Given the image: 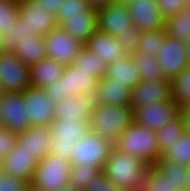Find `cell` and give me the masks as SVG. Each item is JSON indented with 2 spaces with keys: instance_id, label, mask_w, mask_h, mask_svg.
<instances>
[{
  "instance_id": "35",
  "label": "cell",
  "mask_w": 190,
  "mask_h": 191,
  "mask_svg": "<svg viewBox=\"0 0 190 191\" xmlns=\"http://www.w3.org/2000/svg\"><path fill=\"white\" fill-rule=\"evenodd\" d=\"M19 0H0V34H9V28L16 25L20 17Z\"/></svg>"
},
{
  "instance_id": "1",
  "label": "cell",
  "mask_w": 190,
  "mask_h": 191,
  "mask_svg": "<svg viewBox=\"0 0 190 191\" xmlns=\"http://www.w3.org/2000/svg\"><path fill=\"white\" fill-rule=\"evenodd\" d=\"M149 165L114 147L103 168L105 176L123 191H142Z\"/></svg>"
},
{
  "instance_id": "31",
  "label": "cell",
  "mask_w": 190,
  "mask_h": 191,
  "mask_svg": "<svg viewBox=\"0 0 190 191\" xmlns=\"http://www.w3.org/2000/svg\"><path fill=\"white\" fill-rule=\"evenodd\" d=\"M132 57L136 65L139 67L138 70L141 75V80L158 81L165 79L162 68L159 66L156 56L134 52Z\"/></svg>"
},
{
  "instance_id": "5",
  "label": "cell",
  "mask_w": 190,
  "mask_h": 191,
  "mask_svg": "<svg viewBox=\"0 0 190 191\" xmlns=\"http://www.w3.org/2000/svg\"><path fill=\"white\" fill-rule=\"evenodd\" d=\"M71 162L53 154L37 164L30 189L33 191H57L69 184Z\"/></svg>"
},
{
  "instance_id": "26",
  "label": "cell",
  "mask_w": 190,
  "mask_h": 191,
  "mask_svg": "<svg viewBox=\"0 0 190 191\" xmlns=\"http://www.w3.org/2000/svg\"><path fill=\"white\" fill-rule=\"evenodd\" d=\"M59 26L83 44L98 30L97 16L56 17Z\"/></svg>"
},
{
  "instance_id": "25",
  "label": "cell",
  "mask_w": 190,
  "mask_h": 191,
  "mask_svg": "<svg viewBox=\"0 0 190 191\" xmlns=\"http://www.w3.org/2000/svg\"><path fill=\"white\" fill-rule=\"evenodd\" d=\"M65 66L52 58H45L30 67L31 84L34 87L46 88L59 80Z\"/></svg>"
},
{
  "instance_id": "24",
  "label": "cell",
  "mask_w": 190,
  "mask_h": 191,
  "mask_svg": "<svg viewBox=\"0 0 190 191\" xmlns=\"http://www.w3.org/2000/svg\"><path fill=\"white\" fill-rule=\"evenodd\" d=\"M138 69L139 67L134 62L132 55H125L108 65L103 78H112L114 83L126 84V87L132 89L141 81Z\"/></svg>"
},
{
  "instance_id": "45",
  "label": "cell",
  "mask_w": 190,
  "mask_h": 191,
  "mask_svg": "<svg viewBox=\"0 0 190 191\" xmlns=\"http://www.w3.org/2000/svg\"><path fill=\"white\" fill-rule=\"evenodd\" d=\"M179 117L182 119L185 132L190 134V105L180 108Z\"/></svg>"
},
{
  "instance_id": "29",
  "label": "cell",
  "mask_w": 190,
  "mask_h": 191,
  "mask_svg": "<svg viewBox=\"0 0 190 191\" xmlns=\"http://www.w3.org/2000/svg\"><path fill=\"white\" fill-rule=\"evenodd\" d=\"M185 133L182 119L178 116L175 120L167 122L159 131L156 132L160 150V158L180 140Z\"/></svg>"
},
{
  "instance_id": "32",
  "label": "cell",
  "mask_w": 190,
  "mask_h": 191,
  "mask_svg": "<svg viewBox=\"0 0 190 191\" xmlns=\"http://www.w3.org/2000/svg\"><path fill=\"white\" fill-rule=\"evenodd\" d=\"M166 37L165 28L141 32L135 52L157 57L158 49L165 43Z\"/></svg>"
},
{
  "instance_id": "16",
  "label": "cell",
  "mask_w": 190,
  "mask_h": 191,
  "mask_svg": "<svg viewBox=\"0 0 190 191\" xmlns=\"http://www.w3.org/2000/svg\"><path fill=\"white\" fill-rule=\"evenodd\" d=\"M169 99H173L172 81L170 79L141 80L131 89L129 107L134 110L151 102H161Z\"/></svg>"
},
{
  "instance_id": "38",
  "label": "cell",
  "mask_w": 190,
  "mask_h": 191,
  "mask_svg": "<svg viewBox=\"0 0 190 191\" xmlns=\"http://www.w3.org/2000/svg\"><path fill=\"white\" fill-rule=\"evenodd\" d=\"M8 31L9 34L3 38V46L7 52H14L21 41H24L28 35H32L28 32L24 20L20 17L18 18L16 25L9 28Z\"/></svg>"
},
{
  "instance_id": "28",
  "label": "cell",
  "mask_w": 190,
  "mask_h": 191,
  "mask_svg": "<svg viewBox=\"0 0 190 191\" xmlns=\"http://www.w3.org/2000/svg\"><path fill=\"white\" fill-rule=\"evenodd\" d=\"M72 65L80 71L93 73L98 80L105 76L108 68L107 63L101 60L99 55L93 54L85 45L74 58Z\"/></svg>"
},
{
  "instance_id": "6",
  "label": "cell",
  "mask_w": 190,
  "mask_h": 191,
  "mask_svg": "<svg viewBox=\"0 0 190 191\" xmlns=\"http://www.w3.org/2000/svg\"><path fill=\"white\" fill-rule=\"evenodd\" d=\"M114 147L111 142L90 130L73 144L71 165L81 164L85 167H96L103 170Z\"/></svg>"
},
{
  "instance_id": "8",
  "label": "cell",
  "mask_w": 190,
  "mask_h": 191,
  "mask_svg": "<svg viewBox=\"0 0 190 191\" xmlns=\"http://www.w3.org/2000/svg\"><path fill=\"white\" fill-rule=\"evenodd\" d=\"M31 86L30 66L14 52L0 53L1 92H24Z\"/></svg>"
},
{
  "instance_id": "10",
  "label": "cell",
  "mask_w": 190,
  "mask_h": 191,
  "mask_svg": "<svg viewBox=\"0 0 190 191\" xmlns=\"http://www.w3.org/2000/svg\"><path fill=\"white\" fill-rule=\"evenodd\" d=\"M180 107L174 99L151 102L133 110L134 122L152 131H159L167 122L179 116Z\"/></svg>"
},
{
  "instance_id": "22",
  "label": "cell",
  "mask_w": 190,
  "mask_h": 191,
  "mask_svg": "<svg viewBox=\"0 0 190 191\" xmlns=\"http://www.w3.org/2000/svg\"><path fill=\"white\" fill-rule=\"evenodd\" d=\"M18 142L40 161L49 155L52 132L48 126H32L18 133Z\"/></svg>"
},
{
  "instance_id": "39",
  "label": "cell",
  "mask_w": 190,
  "mask_h": 191,
  "mask_svg": "<svg viewBox=\"0 0 190 191\" xmlns=\"http://www.w3.org/2000/svg\"><path fill=\"white\" fill-rule=\"evenodd\" d=\"M18 141V133L6 127L0 129V162L6 158Z\"/></svg>"
},
{
  "instance_id": "12",
  "label": "cell",
  "mask_w": 190,
  "mask_h": 191,
  "mask_svg": "<svg viewBox=\"0 0 190 191\" xmlns=\"http://www.w3.org/2000/svg\"><path fill=\"white\" fill-rule=\"evenodd\" d=\"M0 113L4 127L10 130L20 133L32 127L23 92L1 93Z\"/></svg>"
},
{
  "instance_id": "13",
  "label": "cell",
  "mask_w": 190,
  "mask_h": 191,
  "mask_svg": "<svg viewBox=\"0 0 190 191\" xmlns=\"http://www.w3.org/2000/svg\"><path fill=\"white\" fill-rule=\"evenodd\" d=\"M157 59L165 79L171 81L190 64L185 41L169 36L158 49Z\"/></svg>"
},
{
  "instance_id": "23",
  "label": "cell",
  "mask_w": 190,
  "mask_h": 191,
  "mask_svg": "<svg viewBox=\"0 0 190 191\" xmlns=\"http://www.w3.org/2000/svg\"><path fill=\"white\" fill-rule=\"evenodd\" d=\"M131 89L126 84L114 83L112 78L99 80L96 92V104H109L113 106H129Z\"/></svg>"
},
{
  "instance_id": "40",
  "label": "cell",
  "mask_w": 190,
  "mask_h": 191,
  "mask_svg": "<svg viewBox=\"0 0 190 191\" xmlns=\"http://www.w3.org/2000/svg\"><path fill=\"white\" fill-rule=\"evenodd\" d=\"M29 189L30 184L27 181L1 172L0 191H28Z\"/></svg>"
},
{
  "instance_id": "51",
  "label": "cell",
  "mask_w": 190,
  "mask_h": 191,
  "mask_svg": "<svg viewBox=\"0 0 190 191\" xmlns=\"http://www.w3.org/2000/svg\"><path fill=\"white\" fill-rule=\"evenodd\" d=\"M187 181H188V186H187V191H190V166L187 169Z\"/></svg>"
},
{
  "instance_id": "3",
  "label": "cell",
  "mask_w": 190,
  "mask_h": 191,
  "mask_svg": "<svg viewBox=\"0 0 190 191\" xmlns=\"http://www.w3.org/2000/svg\"><path fill=\"white\" fill-rule=\"evenodd\" d=\"M114 146L122 153L140 158L149 166L160 159L156 132L135 122L124 130Z\"/></svg>"
},
{
  "instance_id": "19",
  "label": "cell",
  "mask_w": 190,
  "mask_h": 191,
  "mask_svg": "<svg viewBox=\"0 0 190 191\" xmlns=\"http://www.w3.org/2000/svg\"><path fill=\"white\" fill-rule=\"evenodd\" d=\"M95 105V98L90 94L66 96L55 105V120L90 122Z\"/></svg>"
},
{
  "instance_id": "17",
  "label": "cell",
  "mask_w": 190,
  "mask_h": 191,
  "mask_svg": "<svg viewBox=\"0 0 190 191\" xmlns=\"http://www.w3.org/2000/svg\"><path fill=\"white\" fill-rule=\"evenodd\" d=\"M133 24L141 31L165 28L166 18L161 13L157 0H127Z\"/></svg>"
},
{
  "instance_id": "41",
  "label": "cell",
  "mask_w": 190,
  "mask_h": 191,
  "mask_svg": "<svg viewBox=\"0 0 190 191\" xmlns=\"http://www.w3.org/2000/svg\"><path fill=\"white\" fill-rule=\"evenodd\" d=\"M85 191H123L117 184L109 180L103 171L94 177L93 181L85 188Z\"/></svg>"
},
{
  "instance_id": "15",
  "label": "cell",
  "mask_w": 190,
  "mask_h": 191,
  "mask_svg": "<svg viewBox=\"0 0 190 191\" xmlns=\"http://www.w3.org/2000/svg\"><path fill=\"white\" fill-rule=\"evenodd\" d=\"M24 102L32 126H48L55 121V103L42 88L31 86L24 92Z\"/></svg>"
},
{
  "instance_id": "18",
  "label": "cell",
  "mask_w": 190,
  "mask_h": 191,
  "mask_svg": "<svg viewBox=\"0 0 190 191\" xmlns=\"http://www.w3.org/2000/svg\"><path fill=\"white\" fill-rule=\"evenodd\" d=\"M38 160L18 141L6 158L0 162L1 170L7 175L27 181L33 180Z\"/></svg>"
},
{
  "instance_id": "37",
  "label": "cell",
  "mask_w": 190,
  "mask_h": 191,
  "mask_svg": "<svg viewBox=\"0 0 190 191\" xmlns=\"http://www.w3.org/2000/svg\"><path fill=\"white\" fill-rule=\"evenodd\" d=\"M97 16V11L89 8L86 0H62L56 17Z\"/></svg>"
},
{
  "instance_id": "48",
  "label": "cell",
  "mask_w": 190,
  "mask_h": 191,
  "mask_svg": "<svg viewBox=\"0 0 190 191\" xmlns=\"http://www.w3.org/2000/svg\"><path fill=\"white\" fill-rule=\"evenodd\" d=\"M57 191H76V190L70 184H67L58 189Z\"/></svg>"
},
{
  "instance_id": "52",
  "label": "cell",
  "mask_w": 190,
  "mask_h": 191,
  "mask_svg": "<svg viewBox=\"0 0 190 191\" xmlns=\"http://www.w3.org/2000/svg\"><path fill=\"white\" fill-rule=\"evenodd\" d=\"M4 127V123L1 117V113H0V129Z\"/></svg>"
},
{
  "instance_id": "43",
  "label": "cell",
  "mask_w": 190,
  "mask_h": 191,
  "mask_svg": "<svg viewBox=\"0 0 190 191\" xmlns=\"http://www.w3.org/2000/svg\"><path fill=\"white\" fill-rule=\"evenodd\" d=\"M141 33H125L119 34L116 39L118 40L119 44L123 47L125 53L127 55H132L137 46V42L140 38Z\"/></svg>"
},
{
  "instance_id": "33",
  "label": "cell",
  "mask_w": 190,
  "mask_h": 191,
  "mask_svg": "<svg viewBox=\"0 0 190 191\" xmlns=\"http://www.w3.org/2000/svg\"><path fill=\"white\" fill-rule=\"evenodd\" d=\"M173 99L180 108L190 105V64L172 80Z\"/></svg>"
},
{
  "instance_id": "53",
  "label": "cell",
  "mask_w": 190,
  "mask_h": 191,
  "mask_svg": "<svg viewBox=\"0 0 190 191\" xmlns=\"http://www.w3.org/2000/svg\"><path fill=\"white\" fill-rule=\"evenodd\" d=\"M184 2H185L186 4H189V3H190V0H184Z\"/></svg>"
},
{
  "instance_id": "50",
  "label": "cell",
  "mask_w": 190,
  "mask_h": 191,
  "mask_svg": "<svg viewBox=\"0 0 190 191\" xmlns=\"http://www.w3.org/2000/svg\"><path fill=\"white\" fill-rule=\"evenodd\" d=\"M3 36L0 34V53L5 52V48L3 46Z\"/></svg>"
},
{
  "instance_id": "46",
  "label": "cell",
  "mask_w": 190,
  "mask_h": 191,
  "mask_svg": "<svg viewBox=\"0 0 190 191\" xmlns=\"http://www.w3.org/2000/svg\"><path fill=\"white\" fill-rule=\"evenodd\" d=\"M38 3L46 8L48 11H51L53 14H56L58 11V7L62 4V0H35Z\"/></svg>"
},
{
  "instance_id": "21",
  "label": "cell",
  "mask_w": 190,
  "mask_h": 191,
  "mask_svg": "<svg viewBox=\"0 0 190 191\" xmlns=\"http://www.w3.org/2000/svg\"><path fill=\"white\" fill-rule=\"evenodd\" d=\"M93 54L110 65L114 60L127 55L115 36L97 30L84 44Z\"/></svg>"
},
{
  "instance_id": "9",
  "label": "cell",
  "mask_w": 190,
  "mask_h": 191,
  "mask_svg": "<svg viewBox=\"0 0 190 191\" xmlns=\"http://www.w3.org/2000/svg\"><path fill=\"white\" fill-rule=\"evenodd\" d=\"M98 30L115 37L125 33H141L133 24L126 1H115L97 11Z\"/></svg>"
},
{
  "instance_id": "34",
  "label": "cell",
  "mask_w": 190,
  "mask_h": 191,
  "mask_svg": "<svg viewBox=\"0 0 190 191\" xmlns=\"http://www.w3.org/2000/svg\"><path fill=\"white\" fill-rule=\"evenodd\" d=\"M102 170L96 167L83 165H71L69 184L76 191H85V188L93 181Z\"/></svg>"
},
{
  "instance_id": "44",
  "label": "cell",
  "mask_w": 190,
  "mask_h": 191,
  "mask_svg": "<svg viewBox=\"0 0 190 191\" xmlns=\"http://www.w3.org/2000/svg\"><path fill=\"white\" fill-rule=\"evenodd\" d=\"M48 97L55 103H59L62 101L64 97H66V93H64L63 88V80L60 78L59 80L55 81L53 84L44 88Z\"/></svg>"
},
{
  "instance_id": "2",
  "label": "cell",
  "mask_w": 190,
  "mask_h": 191,
  "mask_svg": "<svg viewBox=\"0 0 190 191\" xmlns=\"http://www.w3.org/2000/svg\"><path fill=\"white\" fill-rule=\"evenodd\" d=\"M133 122V110L129 106L96 104L89 124L91 131L115 145Z\"/></svg>"
},
{
  "instance_id": "20",
  "label": "cell",
  "mask_w": 190,
  "mask_h": 191,
  "mask_svg": "<svg viewBox=\"0 0 190 191\" xmlns=\"http://www.w3.org/2000/svg\"><path fill=\"white\" fill-rule=\"evenodd\" d=\"M64 93L69 97L71 95L90 94L95 96L96 87L99 80L93 73L80 71L72 64L65 67L63 75Z\"/></svg>"
},
{
  "instance_id": "36",
  "label": "cell",
  "mask_w": 190,
  "mask_h": 191,
  "mask_svg": "<svg viewBox=\"0 0 190 191\" xmlns=\"http://www.w3.org/2000/svg\"><path fill=\"white\" fill-rule=\"evenodd\" d=\"M159 160L177 161L182 165L190 166V134L184 133L178 142L172 144L169 149Z\"/></svg>"
},
{
  "instance_id": "4",
  "label": "cell",
  "mask_w": 190,
  "mask_h": 191,
  "mask_svg": "<svg viewBox=\"0 0 190 191\" xmlns=\"http://www.w3.org/2000/svg\"><path fill=\"white\" fill-rule=\"evenodd\" d=\"M187 169L177 161L159 160L148 167L142 191H187Z\"/></svg>"
},
{
  "instance_id": "7",
  "label": "cell",
  "mask_w": 190,
  "mask_h": 191,
  "mask_svg": "<svg viewBox=\"0 0 190 191\" xmlns=\"http://www.w3.org/2000/svg\"><path fill=\"white\" fill-rule=\"evenodd\" d=\"M52 142L49 154L67 159L70 161L73 144L90 131L89 122L77 120L75 122L64 121V118L55 120L50 125Z\"/></svg>"
},
{
  "instance_id": "11",
  "label": "cell",
  "mask_w": 190,
  "mask_h": 191,
  "mask_svg": "<svg viewBox=\"0 0 190 191\" xmlns=\"http://www.w3.org/2000/svg\"><path fill=\"white\" fill-rule=\"evenodd\" d=\"M47 58L58 61L65 67L71 65L84 44L70 36L61 26L55 27L44 36Z\"/></svg>"
},
{
  "instance_id": "27",
  "label": "cell",
  "mask_w": 190,
  "mask_h": 191,
  "mask_svg": "<svg viewBox=\"0 0 190 191\" xmlns=\"http://www.w3.org/2000/svg\"><path fill=\"white\" fill-rule=\"evenodd\" d=\"M14 53L30 67L37 64L47 58L44 36L28 35L18 44Z\"/></svg>"
},
{
  "instance_id": "30",
  "label": "cell",
  "mask_w": 190,
  "mask_h": 191,
  "mask_svg": "<svg viewBox=\"0 0 190 191\" xmlns=\"http://www.w3.org/2000/svg\"><path fill=\"white\" fill-rule=\"evenodd\" d=\"M167 36L179 40H188L190 38V3L175 16L166 19Z\"/></svg>"
},
{
  "instance_id": "14",
  "label": "cell",
  "mask_w": 190,
  "mask_h": 191,
  "mask_svg": "<svg viewBox=\"0 0 190 191\" xmlns=\"http://www.w3.org/2000/svg\"><path fill=\"white\" fill-rule=\"evenodd\" d=\"M20 18L32 35L45 36L59 26L56 14L48 11L35 0H21L19 2Z\"/></svg>"
},
{
  "instance_id": "49",
  "label": "cell",
  "mask_w": 190,
  "mask_h": 191,
  "mask_svg": "<svg viewBox=\"0 0 190 191\" xmlns=\"http://www.w3.org/2000/svg\"><path fill=\"white\" fill-rule=\"evenodd\" d=\"M185 44H186L188 59H189V62H190V38L185 41Z\"/></svg>"
},
{
  "instance_id": "47",
  "label": "cell",
  "mask_w": 190,
  "mask_h": 191,
  "mask_svg": "<svg viewBox=\"0 0 190 191\" xmlns=\"http://www.w3.org/2000/svg\"><path fill=\"white\" fill-rule=\"evenodd\" d=\"M89 8L98 11L99 9L106 8L117 0H86Z\"/></svg>"
},
{
  "instance_id": "42",
  "label": "cell",
  "mask_w": 190,
  "mask_h": 191,
  "mask_svg": "<svg viewBox=\"0 0 190 191\" xmlns=\"http://www.w3.org/2000/svg\"><path fill=\"white\" fill-rule=\"evenodd\" d=\"M157 4L166 19L177 15L186 5L184 0H157Z\"/></svg>"
}]
</instances>
